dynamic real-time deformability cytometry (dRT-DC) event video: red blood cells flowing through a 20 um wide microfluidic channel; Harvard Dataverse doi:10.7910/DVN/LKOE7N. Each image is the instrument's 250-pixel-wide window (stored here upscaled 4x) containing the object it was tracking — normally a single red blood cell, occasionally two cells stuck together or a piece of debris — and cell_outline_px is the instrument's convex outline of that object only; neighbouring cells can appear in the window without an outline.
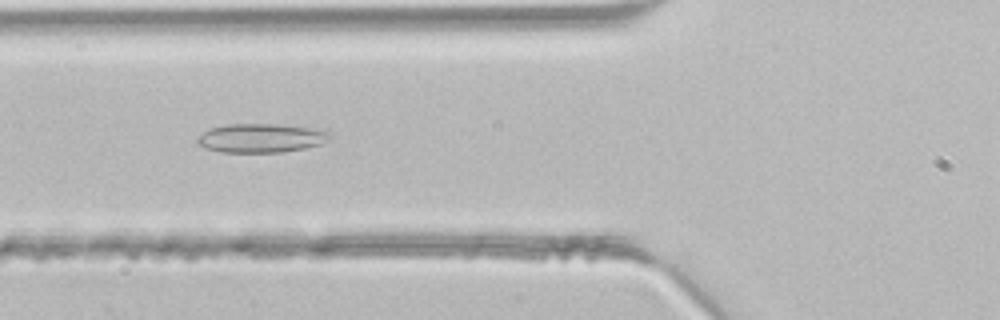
{"species": "common noctule bat (a hibernating species)", "species_latin": "Nyctalus noctula", "temperature_condition": "room temperature", "stored_images_in_passage": 2, "camera_frame_rate_fps": 3000, "um_per_image_px": 0.085, "animal": {"sex": "male", "body_mass_g": 21.5, "forearm_length_mm": 52.0}, "frame": {"image": 1, "passage_image": 2, "time_ms": 0.333, "image_size_px": [1000, 320], "cell_outline_px": [[332, 136], [320, 144], [304, 148], [284, 152], [220, 152], [204, 148], [196, 140], [204, 132], [212, 128], [228, 124], [276, 124], [312, 128], [328, 132]], "centroid_in_image_um": [22.18, 11.74], "position_along_channel_um": 103.6, "area_um2": 22.02}}